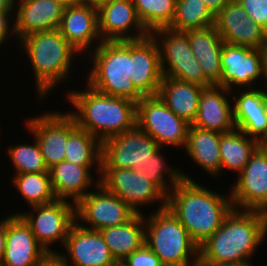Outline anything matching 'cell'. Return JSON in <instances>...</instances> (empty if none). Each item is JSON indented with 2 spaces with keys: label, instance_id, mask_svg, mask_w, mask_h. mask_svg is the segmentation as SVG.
I'll return each mask as SVG.
<instances>
[{
  "label": "cell",
  "instance_id": "cell-31",
  "mask_svg": "<svg viewBox=\"0 0 267 266\" xmlns=\"http://www.w3.org/2000/svg\"><path fill=\"white\" fill-rule=\"evenodd\" d=\"M65 161L80 166L97 165L98 176L102 173V143L86 130L77 127L69 136L65 149Z\"/></svg>",
  "mask_w": 267,
  "mask_h": 266
},
{
  "label": "cell",
  "instance_id": "cell-47",
  "mask_svg": "<svg viewBox=\"0 0 267 266\" xmlns=\"http://www.w3.org/2000/svg\"><path fill=\"white\" fill-rule=\"evenodd\" d=\"M108 1V0H80V2L88 3L90 5L98 6L99 4Z\"/></svg>",
  "mask_w": 267,
  "mask_h": 266
},
{
  "label": "cell",
  "instance_id": "cell-20",
  "mask_svg": "<svg viewBox=\"0 0 267 266\" xmlns=\"http://www.w3.org/2000/svg\"><path fill=\"white\" fill-rule=\"evenodd\" d=\"M63 247L69 256L60 255L73 266H114L116 263L100 231L84 228L77 221L70 228Z\"/></svg>",
  "mask_w": 267,
  "mask_h": 266
},
{
  "label": "cell",
  "instance_id": "cell-25",
  "mask_svg": "<svg viewBox=\"0 0 267 266\" xmlns=\"http://www.w3.org/2000/svg\"><path fill=\"white\" fill-rule=\"evenodd\" d=\"M187 35L190 48L197 58L204 76L212 83L217 84L221 78V54L224 41L214 25L184 31Z\"/></svg>",
  "mask_w": 267,
  "mask_h": 266
},
{
  "label": "cell",
  "instance_id": "cell-11",
  "mask_svg": "<svg viewBox=\"0 0 267 266\" xmlns=\"http://www.w3.org/2000/svg\"><path fill=\"white\" fill-rule=\"evenodd\" d=\"M110 193L114 194L136 213H142L139 208L152 202H160L159 208L167 206V196L144 173L134 169L102 168L98 178Z\"/></svg>",
  "mask_w": 267,
  "mask_h": 266
},
{
  "label": "cell",
  "instance_id": "cell-27",
  "mask_svg": "<svg viewBox=\"0 0 267 266\" xmlns=\"http://www.w3.org/2000/svg\"><path fill=\"white\" fill-rule=\"evenodd\" d=\"M204 87L171 77H162L158 96L180 118L192 125Z\"/></svg>",
  "mask_w": 267,
  "mask_h": 266
},
{
  "label": "cell",
  "instance_id": "cell-9",
  "mask_svg": "<svg viewBox=\"0 0 267 266\" xmlns=\"http://www.w3.org/2000/svg\"><path fill=\"white\" fill-rule=\"evenodd\" d=\"M30 208V213L17 212V215L30 226L37 242L48 253H54L49 246L56 241L65 245L69 230L76 222V204L69 200L56 199L51 203Z\"/></svg>",
  "mask_w": 267,
  "mask_h": 266
},
{
  "label": "cell",
  "instance_id": "cell-26",
  "mask_svg": "<svg viewBox=\"0 0 267 266\" xmlns=\"http://www.w3.org/2000/svg\"><path fill=\"white\" fill-rule=\"evenodd\" d=\"M93 167L80 166L62 161L49 168L52 188L57 199L71 201L77 204L89 192L88 188L94 184L90 170Z\"/></svg>",
  "mask_w": 267,
  "mask_h": 266
},
{
  "label": "cell",
  "instance_id": "cell-43",
  "mask_svg": "<svg viewBox=\"0 0 267 266\" xmlns=\"http://www.w3.org/2000/svg\"><path fill=\"white\" fill-rule=\"evenodd\" d=\"M193 266H253L252 264H216L212 262L203 261L200 257Z\"/></svg>",
  "mask_w": 267,
  "mask_h": 266
},
{
  "label": "cell",
  "instance_id": "cell-14",
  "mask_svg": "<svg viewBox=\"0 0 267 266\" xmlns=\"http://www.w3.org/2000/svg\"><path fill=\"white\" fill-rule=\"evenodd\" d=\"M26 127L36 138L47 168L65 160L68 136L78 127L68 113L47 112L28 118Z\"/></svg>",
  "mask_w": 267,
  "mask_h": 266
},
{
  "label": "cell",
  "instance_id": "cell-2",
  "mask_svg": "<svg viewBox=\"0 0 267 266\" xmlns=\"http://www.w3.org/2000/svg\"><path fill=\"white\" fill-rule=\"evenodd\" d=\"M266 234V212L233 208L222 226L199 247V257L216 264H251L249 258Z\"/></svg>",
  "mask_w": 267,
  "mask_h": 266
},
{
  "label": "cell",
  "instance_id": "cell-36",
  "mask_svg": "<svg viewBox=\"0 0 267 266\" xmlns=\"http://www.w3.org/2000/svg\"><path fill=\"white\" fill-rule=\"evenodd\" d=\"M160 151H162V149L159 150L145 167L141 168L139 171L143 172L145 178L153 182L166 196H168L171 189H173L183 178L179 169H175L174 167H171V165H166V159L163 158ZM166 174L168 175V179H170L169 185H167L166 182Z\"/></svg>",
  "mask_w": 267,
  "mask_h": 266
},
{
  "label": "cell",
  "instance_id": "cell-30",
  "mask_svg": "<svg viewBox=\"0 0 267 266\" xmlns=\"http://www.w3.org/2000/svg\"><path fill=\"white\" fill-rule=\"evenodd\" d=\"M260 145L257 140L236 128L220 134L221 172L228 169L239 174Z\"/></svg>",
  "mask_w": 267,
  "mask_h": 266
},
{
  "label": "cell",
  "instance_id": "cell-39",
  "mask_svg": "<svg viewBox=\"0 0 267 266\" xmlns=\"http://www.w3.org/2000/svg\"><path fill=\"white\" fill-rule=\"evenodd\" d=\"M11 12H13V10H7V9H1L0 10V45H2V43L6 42V39L9 37L8 33L10 35L14 33L15 35V28H14V23L11 25L12 28H10L9 26V20L14 21V19H11V17L9 18V16H11Z\"/></svg>",
  "mask_w": 267,
  "mask_h": 266
},
{
  "label": "cell",
  "instance_id": "cell-46",
  "mask_svg": "<svg viewBox=\"0 0 267 266\" xmlns=\"http://www.w3.org/2000/svg\"><path fill=\"white\" fill-rule=\"evenodd\" d=\"M263 52V60H264V77L267 82V44L262 49Z\"/></svg>",
  "mask_w": 267,
  "mask_h": 266
},
{
  "label": "cell",
  "instance_id": "cell-32",
  "mask_svg": "<svg viewBox=\"0 0 267 266\" xmlns=\"http://www.w3.org/2000/svg\"><path fill=\"white\" fill-rule=\"evenodd\" d=\"M215 24V16L201 0H176L174 18L168 29L184 32Z\"/></svg>",
  "mask_w": 267,
  "mask_h": 266
},
{
  "label": "cell",
  "instance_id": "cell-13",
  "mask_svg": "<svg viewBox=\"0 0 267 266\" xmlns=\"http://www.w3.org/2000/svg\"><path fill=\"white\" fill-rule=\"evenodd\" d=\"M230 197L235 209L267 213V144H261L251 155L238 174Z\"/></svg>",
  "mask_w": 267,
  "mask_h": 266
},
{
  "label": "cell",
  "instance_id": "cell-19",
  "mask_svg": "<svg viewBox=\"0 0 267 266\" xmlns=\"http://www.w3.org/2000/svg\"><path fill=\"white\" fill-rule=\"evenodd\" d=\"M47 254L20 215L6 217V247L0 266H39Z\"/></svg>",
  "mask_w": 267,
  "mask_h": 266
},
{
  "label": "cell",
  "instance_id": "cell-6",
  "mask_svg": "<svg viewBox=\"0 0 267 266\" xmlns=\"http://www.w3.org/2000/svg\"><path fill=\"white\" fill-rule=\"evenodd\" d=\"M151 214L145 219L147 247L164 266H193L199 257V247L178 218L167 207Z\"/></svg>",
  "mask_w": 267,
  "mask_h": 266
},
{
  "label": "cell",
  "instance_id": "cell-37",
  "mask_svg": "<svg viewBox=\"0 0 267 266\" xmlns=\"http://www.w3.org/2000/svg\"><path fill=\"white\" fill-rule=\"evenodd\" d=\"M251 17L267 31V0H236Z\"/></svg>",
  "mask_w": 267,
  "mask_h": 266
},
{
  "label": "cell",
  "instance_id": "cell-35",
  "mask_svg": "<svg viewBox=\"0 0 267 266\" xmlns=\"http://www.w3.org/2000/svg\"><path fill=\"white\" fill-rule=\"evenodd\" d=\"M35 142L30 144H18L10 146L9 157L13 163L15 174L49 172L44 158L41 153L40 146L34 138Z\"/></svg>",
  "mask_w": 267,
  "mask_h": 266
},
{
  "label": "cell",
  "instance_id": "cell-34",
  "mask_svg": "<svg viewBox=\"0 0 267 266\" xmlns=\"http://www.w3.org/2000/svg\"><path fill=\"white\" fill-rule=\"evenodd\" d=\"M137 16L150 34L168 28L174 18L176 0H132Z\"/></svg>",
  "mask_w": 267,
  "mask_h": 266
},
{
  "label": "cell",
  "instance_id": "cell-28",
  "mask_svg": "<svg viewBox=\"0 0 267 266\" xmlns=\"http://www.w3.org/2000/svg\"><path fill=\"white\" fill-rule=\"evenodd\" d=\"M144 216L136 213L124 224L99 230L116 262H122L145 245Z\"/></svg>",
  "mask_w": 267,
  "mask_h": 266
},
{
  "label": "cell",
  "instance_id": "cell-3",
  "mask_svg": "<svg viewBox=\"0 0 267 266\" xmlns=\"http://www.w3.org/2000/svg\"><path fill=\"white\" fill-rule=\"evenodd\" d=\"M83 91L70 90L68 101L77 112H68L77 126L101 143L136 126L137 103L131 99L106 95L90 85Z\"/></svg>",
  "mask_w": 267,
  "mask_h": 266
},
{
  "label": "cell",
  "instance_id": "cell-22",
  "mask_svg": "<svg viewBox=\"0 0 267 266\" xmlns=\"http://www.w3.org/2000/svg\"><path fill=\"white\" fill-rule=\"evenodd\" d=\"M61 35L79 52H86L92 42H102L98 29L97 6L79 2L65 7L59 25Z\"/></svg>",
  "mask_w": 267,
  "mask_h": 266
},
{
  "label": "cell",
  "instance_id": "cell-18",
  "mask_svg": "<svg viewBox=\"0 0 267 266\" xmlns=\"http://www.w3.org/2000/svg\"><path fill=\"white\" fill-rule=\"evenodd\" d=\"M162 77L159 49L152 36L130 40V79L135 87L144 96H155Z\"/></svg>",
  "mask_w": 267,
  "mask_h": 266
},
{
  "label": "cell",
  "instance_id": "cell-21",
  "mask_svg": "<svg viewBox=\"0 0 267 266\" xmlns=\"http://www.w3.org/2000/svg\"><path fill=\"white\" fill-rule=\"evenodd\" d=\"M239 94L231 96L235 98L232 99L235 128L260 144H267V90L253 87Z\"/></svg>",
  "mask_w": 267,
  "mask_h": 266
},
{
  "label": "cell",
  "instance_id": "cell-29",
  "mask_svg": "<svg viewBox=\"0 0 267 266\" xmlns=\"http://www.w3.org/2000/svg\"><path fill=\"white\" fill-rule=\"evenodd\" d=\"M185 149L208 174L215 177L221 173L220 133L190 125Z\"/></svg>",
  "mask_w": 267,
  "mask_h": 266
},
{
  "label": "cell",
  "instance_id": "cell-1",
  "mask_svg": "<svg viewBox=\"0 0 267 266\" xmlns=\"http://www.w3.org/2000/svg\"><path fill=\"white\" fill-rule=\"evenodd\" d=\"M182 180L167 196V208L186 228L192 241L200 247L221 226L232 211V199L197 184L183 173Z\"/></svg>",
  "mask_w": 267,
  "mask_h": 266
},
{
  "label": "cell",
  "instance_id": "cell-24",
  "mask_svg": "<svg viewBox=\"0 0 267 266\" xmlns=\"http://www.w3.org/2000/svg\"><path fill=\"white\" fill-rule=\"evenodd\" d=\"M14 12L15 35L19 38L29 34L59 28L64 8L53 0H17Z\"/></svg>",
  "mask_w": 267,
  "mask_h": 266
},
{
  "label": "cell",
  "instance_id": "cell-33",
  "mask_svg": "<svg viewBox=\"0 0 267 266\" xmlns=\"http://www.w3.org/2000/svg\"><path fill=\"white\" fill-rule=\"evenodd\" d=\"M12 178L13 185L30 207L48 204L57 199L49 172L22 173Z\"/></svg>",
  "mask_w": 267,
  "mask_h": 266
},
{
  "label": "cell",
  "instance_id": "cell-17",
  "mask_svg": "<svg viewBox=\"0 0 267 266\" xmlns=\"http://www.w3.org/2000/svg\"><path fill=\"white\" fill-rule=\"evenodd\" d=\"M97 10L102 41L138 40L149 35L137 16L132 0H108L99 4ZM130 29L136 30L137 34H132Z\"/></svg>",
  "mask_w": 267,
  "mask_h": 266
},
{
  "label": "cell",
  "instance_id": "cell-38",
  "mask_svg": "<svg viewBox=\"0 0 267 266\" xmlns=\"http://www.w3.org/2000/svg\"><path fill=\"white\" fill-rule=\"evenodd\" d=\"M122 262L127 266H164L159 257L146 244L127 256Z\"/></svg>",
  "mask_w": 267,
  "mask_h": 266
},
{
  "label": "cell",
  "instance_id": "cell-8",
  "mask_svg": "<svg viewBox=\"0 0 267 266\" xmlns=\"http://www.w3.org/2000/svg\"><path fill=\"white\" fill-rule=\"evenodd\" d=\"M136 125L160 147L185 148L190 124L177 116L158 95L144 96L137 102Z\"/></svg>",
  "mask_w": 267,
  "mask_h": 266
},
{
  "label": "cell",
  "instance_id": "cell-40",
  "mask_svg": "<svg viewBox=\"0 0 267 266\" xmlns=\"http://www.w3.org/2000/svg\"><path fill=\"white\" fill-rule=\"evenodd\" d=\"M61 252L48 253L39 266H70V264L60 255Z\"/></svg>",
  "mask_w": 267,
  "mask_h": 266
},
{
  "label": "cell",
  "instance_id": "cell-16",
  "mask_svg": "<svg viewBox=\"0 0 267 266\" xmlns=\"http://www.w3.org/2000/svg\"><path fill=\"white\" fill-rule=\"evenodd\" d=\"M214 26L224 43L253 49H263L267 44L266 30L236 0L228 2L215 16Z\"/></svg>",
  "mask_w": 267,
  "mask_h": 266
},
{
  "label": "cell",
  "instance_id": "cell-42",
  "mask_svg": "<svg viewBox=\"0 0 267 266\" xmlns=\"http://www.w3.org/2000/svg\"><path fill=\"white\" fill-rule=\"evenodd\" d=\"M6 247V218L0 220V262L3 259Z\"/></svg>",
  "mask_w": 267,
  "mask_h": 266
},
{
  "label": "cell",
  "instance_id": "cell-5",
  "mask_svg": "<svg viewBox=\"0 0 267 266\" xmlns=\"http://www.w3.org/2000/svg\"><path fill=\"white\" fill-rule=\"evenodd\" d=\"M94 49L88 85L100 93L136 103L144 97L130 79V40L102 41Z\"/></svg>",
  "mask_w": 267,
  "mask_h": 266
},
{
  "label": "cell",
  "instance_id": "cell-15",
  "mask_svg": "<svg viewBox=\"0 0 267 266\" xmlns=\"http://www.w3.org/2000/svg\"><path fill=\"white\" fill-rule=\"evenodd\" d=\"M220 62L222 73L216 85L229 91L237 87L251 86L264 77L262 49L224 43Z\"/></svg>",
  "mask_w": 267,
  "mask_h": 266
},
{
  "label": "cell",
  "instance_id": "cell-23",
  "mask_svg": "<svg viewBox=\"0 0 267 266\" xmlns=\"http://www.w3.org/2000/svg\"><path fill=\"white\" fill-rule=\"evenodd\" d=\"M230 93L232 91L216 84L204 87L192 126L220 134L233 131V109L229 98H226Z\"/></svg>",
  "mask_w": 267,
  "mask_h": 266
},
{
  "label": "cell",
  "instance_id": "cell-4",
  "mask_svg": "<svg viewBox=\"0 0 267 266\" xmlns=\"http://www.w3.org/2000/svg\"><path fill=\"white\" fill-rule=\"evenodd\" d=\"M35 75L38 97L44 99L71 72L73 56L79 52L59 29L39 31L20 39ZM70 71V72H69Z\"/></svg>",
  "mask_w": 267,
  "mask_h": 266
},
{
  "label": "cell",
  "instance_id": "cell-7",
  "mask_svg": "<svg viewBox=\"0 0 267 266\" xmlns=\"http://www.w3.org/2000/svg\"><path fill=\"white\" fill-rule=\"evenodd\" d=\"M150 35L159 49L163 76L188 81L202 87L213 85L204 76L184 32L162 28L152 31ZM166 64L167 66H165Z\"/></svg>",
  "mask_w": 267,
  "mask_h": 266
},
{
  "label": "cell",
  "instance_id": "cell-44",
  "mask_svg": "<svg viewBox=\"0 0 267 266\" xmlns=\"http://www.w3.org/2000/svg\"><path fill=\"white\" fill-rule=\"evenodd\" d=\"M16 0H0V10H14L15 9Z\"/></svg>",
  "mask_w": 267,
  "mask_h": 266
},
{
  "label": "cell",
  "instance_id": "cell-12",
  "mask_svg": "<svg viewBox=\"0 0 267 266\" xmlns=\"http://www.w3.org/2000/svg\"><path fill=\"white\" fill-rule=\"evenodd\" d=\"M96 192H88L76 204V221H84L89 226L84 228L101 230L128 222L136 212L124 201L110 193L100 180L95 182ZM80 219V220H79Z\"/></svg>",
  "mask_w": 267,
  "mask_h": 266
},
{
  "label": "cell",
  "instance_id": "cell-48",
  "mask_svg": "<svg viewBox=\"0 0 267 266\" xmlns=\"http://www.w3.org/2000/svg\"><path fill=\"white\" fill-rule=\"evenodd\" d=\"M114 266H127V265L123 262H116Z\"/></svg>",
  "mask_w": 267,
  "mask_h": 266
},
{
  "label": "cell",
  "instance_id": "cell-45",
  "mask_svg": "<svg viewBox=\"0 0 267 266\" xmlns=\"http://www.w3.org/2000/svg\"><path fill=\"white\" fill-rule=\"evenodd\" d=\"M53 1L61 4L63 7L73 6L80 2V0H53Z\"/></svg>",
  "mask_w": 267,
  "mask_h": 266
},
{
  "label": "cell",
  "instance_id": "cell-41",
  "mask_svg": "<svg viewBox=\"0 0 267 266\" xmlns=\"http://www.w3.org/2000/svg\"><path fill=\"white\" fill-rule=\"evenodd\" d=\"M205 3L207 8L216 16L222 8L231 0H201Z\"/></svg>",
  "mask_w": 267,
  "mask_h": 266
},
{
  "label": "cell",
  "instance_id": "cell-10",
  "mask_svg": "<svg viewBox=\"0 0 267 266\" xmlns=\"http://www.w3.org/2000/svg\"><path fill=\"white\" fill-rule=\"evenodd\" d=\"M162 147L137 125L102 143V168H144Z\"/></svg>",
  "mask_w": 267,
  "mask_h": 266
}]
</instances>
